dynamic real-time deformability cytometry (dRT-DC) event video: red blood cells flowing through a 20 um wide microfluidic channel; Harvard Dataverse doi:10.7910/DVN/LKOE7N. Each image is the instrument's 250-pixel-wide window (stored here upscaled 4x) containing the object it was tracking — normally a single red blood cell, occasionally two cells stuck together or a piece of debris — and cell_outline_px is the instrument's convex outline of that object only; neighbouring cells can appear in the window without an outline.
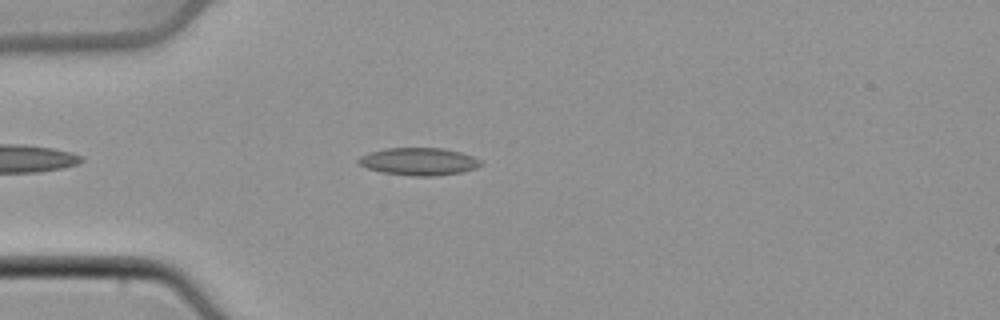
{"species": "common noctule bat (a hibernating species)", "species_latin": "Nyctalus noctula", "temperature_condition": "cold", "stored_images_in_passage": 41, "camera_frame_rate_fps": 3000, "um_per_image_px": 0.085, "animal": {"sex": "male", "body_mass_g": 21.5, "forearm_length_mm": 52.0}, "frame": {"image": 1, "passage_image": 6, "time_ms": 1.667, "image_size_px": [1000, 320], "cell_outline_px": [[484, 164], [476, 168], [460, 172], [432, 176], [412, 176], [384, 172], [368, 168], [356, 164], [356, 160], [360, 156], [368, 152], [384, 148], [444, 148], [460, 152], [472, 156], [480, 160]], "centroid_in_image_um": [35.57, 13.72], "position_along_channel_um": 49.4, "area_um2": 19.65}}
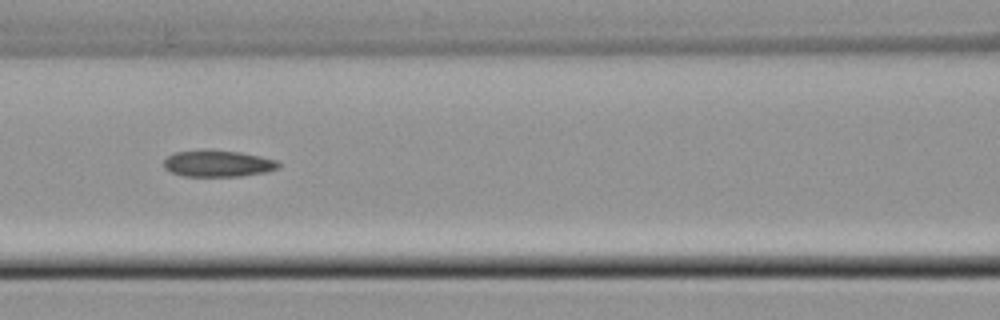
{"frame": {"image": 2, "passage_image": 14, "time_ms": 4.333, "image_size_px": [1000, 320], "cell_outline_px": [[280, 168], [264, 172], [240, 176], [184, 176], [172, 172], [164, 168], [164, 160], [168, 156], [176, 152], [204, 148], [212, 148], [240, 152], [260, 156], [276, 160], [280, 164]], "centroid_in_image_um": [18.51, 13.87], "position_along_channel_um": 148.1, "area_um2": 18.03}}
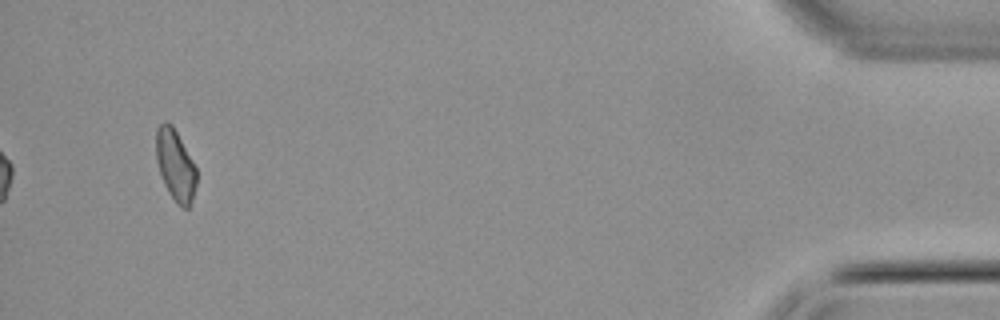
{"frame": {"image": 3, "passage_image": 39, "time_ms": 12.667, "image_size_px": [1000, 320], "cell_outline_px": [[196, 184], [192, 200], [188, 208], [184, 208], [176, 204], [168, 192], [164, 184], [156, 160], [156, 128], [164, 120], [172, 124], [192, 160], [196, 168]], "centroid_in_image_um": [14.89, 14.04], "position_along_channel_um": 420.3, "area_um2": 16.7}}